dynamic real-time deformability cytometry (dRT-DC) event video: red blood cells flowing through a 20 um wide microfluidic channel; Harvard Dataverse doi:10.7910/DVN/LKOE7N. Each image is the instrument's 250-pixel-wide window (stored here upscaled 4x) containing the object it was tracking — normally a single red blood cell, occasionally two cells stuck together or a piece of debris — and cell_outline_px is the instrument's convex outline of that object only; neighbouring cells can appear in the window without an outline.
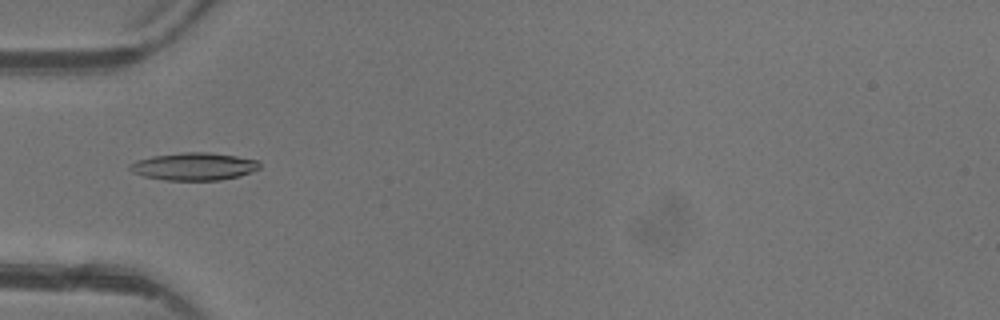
{"species": "common noctule bat (a hibernating species)", "species_latin": "Nyctalus noctula", "temperature_condition": "warm", "stored_images_in_passage": 2, "camera_frame_rate_fps": 3000, "um_per_image_px": 0.085, "animal": {"sex": "female"}, "frame": {"image": 1, "passage_image": 2, "time_ms": 1.333, "image_size_px": [1000, 320], "cell_outline_px": [[260, 168], [240, 176], [220, 180], [164, 180], [144, 176], [132, 172], [128, 168], [128, 164], [136, 160], [152, 156], [184, 152], [204, 152], [236, 156], [256, 160], [260, 164]], "centroid_in_image_um": [16.45, 14.15], "position_along_channel_um": 68.6, "area_um2": 20.81}}